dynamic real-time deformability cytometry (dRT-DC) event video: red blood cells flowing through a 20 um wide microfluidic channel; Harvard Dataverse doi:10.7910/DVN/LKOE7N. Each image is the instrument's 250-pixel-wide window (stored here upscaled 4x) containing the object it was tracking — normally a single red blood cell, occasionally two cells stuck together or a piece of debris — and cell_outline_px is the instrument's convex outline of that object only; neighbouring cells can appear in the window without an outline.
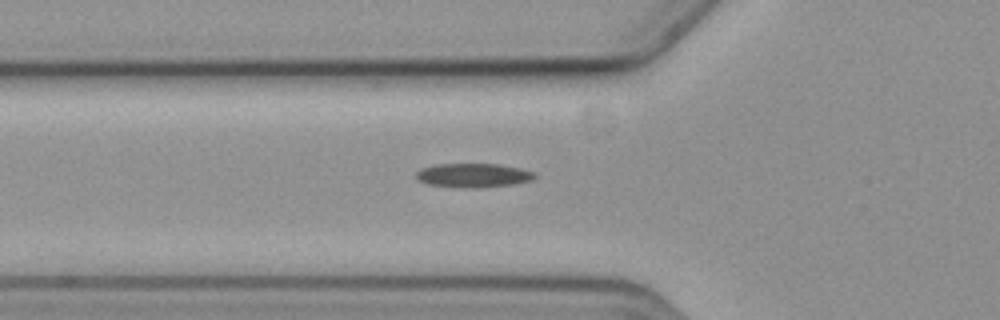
{"species": "common noctule bat (a hibernating species)", "species_latin": "Nyctalus noctula", "temperature_condition": "cold", "stored_images_in_passage": 6, "camera_frame_rate_fps": 3000, "um_per_image_px": 0.085, "animal": {"sex": "female", "body_mass_g": 19.3, "forearm_length_mm": 54.1}, "frame": {"image": 1, "passage_image": 6, "time_ms": 6.667, "image_size_px": [1000, 320], "cell_outline_px": [[536, 176], [532, 180], [512, 184], [468, 188], [428, 184], [416, 180], [416, 172], [420, 168], [436, 164], [500, 164], [520, 168], [536, 172]], "centroid_in_image_um": [40.21, 14.89], "position_along_channel_um": 85.6, "area_um2": 16.53}}